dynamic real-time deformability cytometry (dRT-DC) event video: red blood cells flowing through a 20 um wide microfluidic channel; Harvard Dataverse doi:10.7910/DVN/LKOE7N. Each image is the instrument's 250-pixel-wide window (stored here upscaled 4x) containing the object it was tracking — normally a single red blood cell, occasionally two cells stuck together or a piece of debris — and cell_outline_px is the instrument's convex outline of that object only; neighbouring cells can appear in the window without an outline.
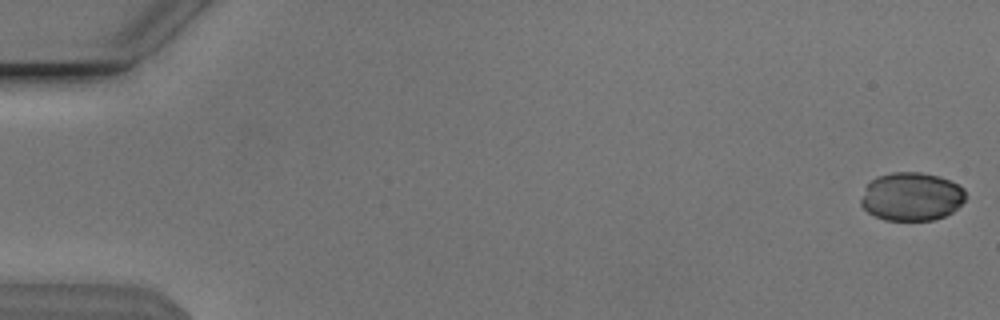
{"species": "Egyptian fruit bat (a non-hibernating species)", "species_latin": "Rousettus aegyptiacus", "temperature_condition": "cold", "stored_images_in_passage": 30, "camera_frame_rate_fps": 3000, "um_per_image_px": 0.085, "animal": {"sex": "male"}, "frame": {"image": 1, "passage_image": 1, "time_ms": 0.0, "image_size_px": [1000, 320], "cell_outline_px": [[964, 200], [952, 212], [944, 216], [932, 220], [884, 220], [868, 212], [860, 204], [860, 200], [864, 188], [876, 176], [892, 172], [920, 172], [940, 176], [964, 188]], "centroid_in_image_um": [77.44, 16.7], "position_along_channel_um": 7.6, "area_um2": 29.42}}
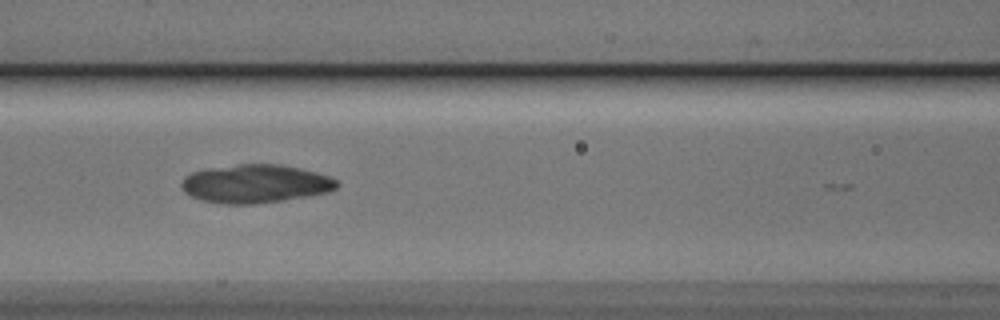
{"frame": {"image": 2, "passage_image": 24, "time_ms": 7.667, "image_size_px": [1000, 320], "cell_outline_px": [[340, 184], [336, 188], [328, 192], [284, 200], [256, 204], [224, 204], [200, 200], [184, 192], [180, 184], [184, 176], [192, 172], [208, 168], [236, 164], [280, 164], [300, 168], [316, 172], [328, 176], [336, 180]], "centroid_in_image_um": [21.68, 15.61], "position_along_channel_um": 144.9, "area_um2": 34.91}}
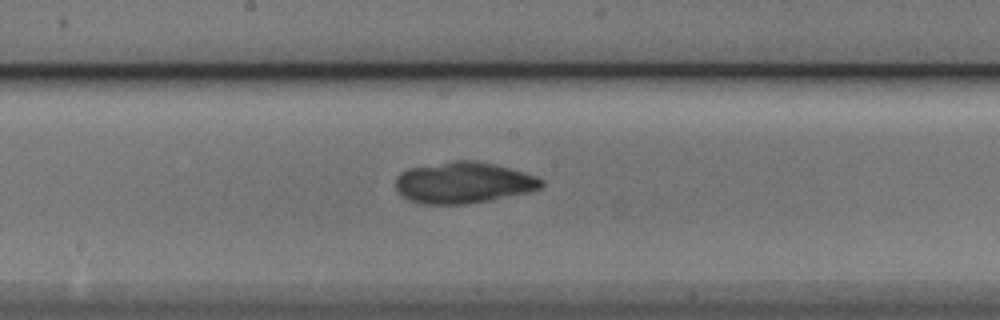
{"frame": {"image": 3, "passage_image": 29, "time_ms": 9.333, "image_size_px": [1000, 320], "cell_outline_px": [[544, 184], [540, 188], [528, 192], [488, 200], [464, 204], [424, 204], [408, 200], [396, 188], [396, 176], [400, 172], [408, 168], [452, 160], [476, 160], [496, 164], [524, 172], [536, 176], [544, 180]], "centroid_in_image_um": [39.38, 15.51], "position_along_channel_um": 208.8, "area_um2": 35.14}}